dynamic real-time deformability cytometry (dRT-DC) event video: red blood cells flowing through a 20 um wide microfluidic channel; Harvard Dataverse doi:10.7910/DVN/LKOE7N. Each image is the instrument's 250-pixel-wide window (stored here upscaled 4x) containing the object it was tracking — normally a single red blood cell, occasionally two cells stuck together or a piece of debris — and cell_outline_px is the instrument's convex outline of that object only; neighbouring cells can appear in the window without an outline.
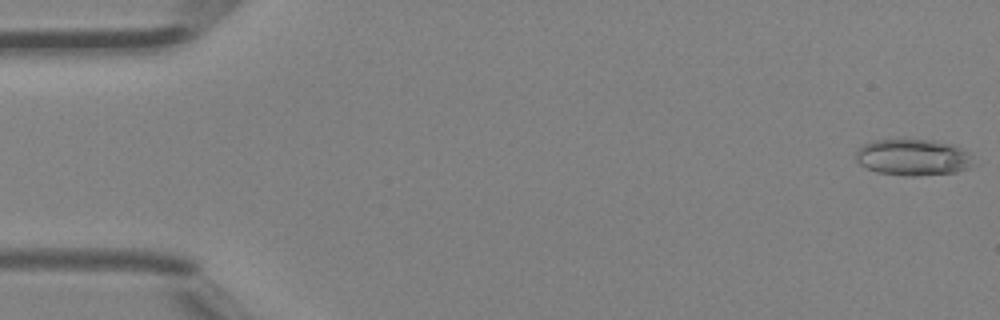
{"species": "Egyptian fruit bat (a non-hibernating species)", "species_latin": "Rousettus aegyptiacus", "temperature_condition": "room temperature", "stored_images_in_passage": 12, "camera_frame_rate_fps": 3000, "um_per_image_px": 0.085, "animal": {"sex": "female"}, "frame": {"image": 1, "passage_image": 1, "time_ms": 0.0, "image_size_px": [1000, 320], "cell_outline_px": [[976, 164], [968, 168], [956, 172], [912, 176], [904, 176], [876, 172], [860, 164], [856, 160], [856, 152], [864, 144], [872, 140], [936, 140], [952, 144], [968, 152], [972, 156]], "centroid_in_image_um": [77.64, 13.38], "position_along_channel_um": 7.4, "area_um2": 25.03}}